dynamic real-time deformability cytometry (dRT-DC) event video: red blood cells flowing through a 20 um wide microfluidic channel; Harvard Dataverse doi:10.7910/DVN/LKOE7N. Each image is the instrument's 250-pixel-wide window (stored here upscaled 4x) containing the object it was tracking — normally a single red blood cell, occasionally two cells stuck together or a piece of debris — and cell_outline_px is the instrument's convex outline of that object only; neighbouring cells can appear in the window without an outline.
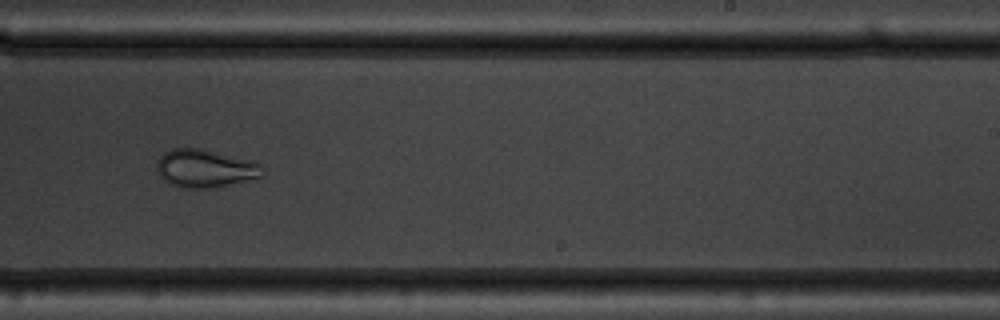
{"species": "common noctule bat (a hibernating species)", "species_latin": "Nyctalus noctula", "temperature_condition": "warm", "stored_images_in_passage": 51, "camera_frame_rate_fps": 3000, "um_per_image_px": 0.085, "animal": {"sex": "male", "body_mass_g": 19.5, "forearm_length_mm": 54.6}, "frame": {"image": 1, "passage_image": 31, "time_ms": 10.0, "image_size_px": [1000, 320], "cell_outline_px": [[264, 176], [216, 188], [184, 188], [172, 184], [164, 180], [160, 176], [156, 168], [156, 164], [160, 156], [164, 152], [172, 148], [200, 148], [252, 160], [260, 164]], "centroid_in_image_um": [17.43, 14.32], "position_along_channel_um": 271.6, "area_um2": 23.52}}
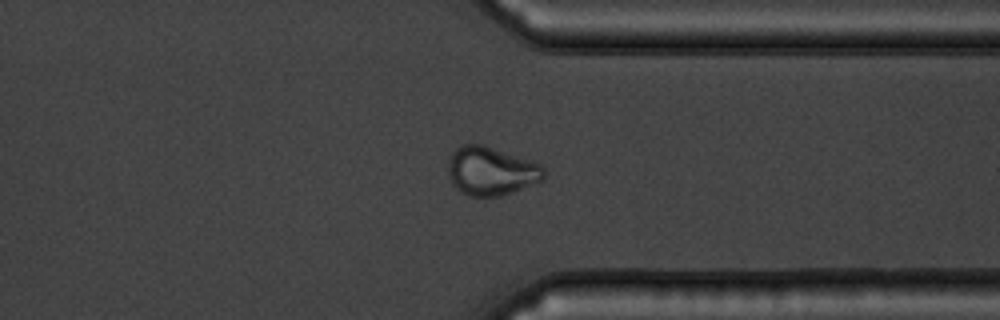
{"frame": {"image": 2, "passage_image": 39, "time_ms": 12.667, "image_size_px": [1000, 320], "cell_outline_px": [[544, 180], [512, 192], [500, 196], [468, 196], [456, 188], [452, 184], [448, 172], [448, 164], [452, 152], [460, 144], [484, 144], [532, 160], [540, 164], [544, 168]], "centroid_in_image_um": [41.75, 14.52], "position_along_channel_um": 369.7, "area_um2": 27.34}}
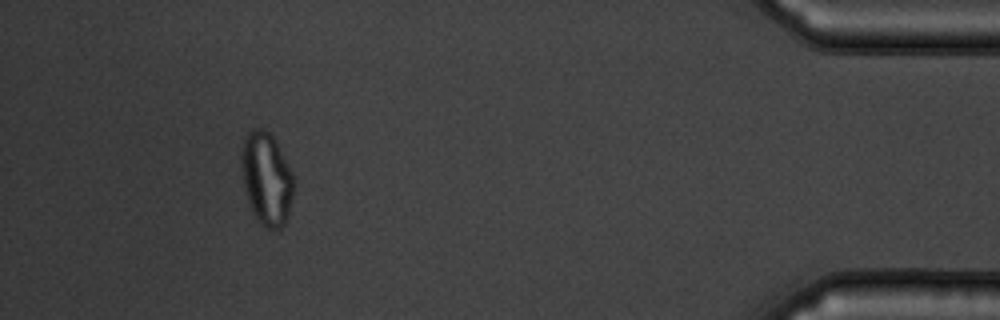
{"frame": {"image": 3, "passage_image": 47, "time_ms": 15.333, "image_size_px": [1000, 320], "cell_outline_px": [[292, 196], [288, 216], [284, 224], [280, 228], [264, 228], [260, 224], [252, 212], [248, 200], [240, 168], [240, 148], [244, 136], [252, 128], [260, 128], [268, 132], [272, 136], [292, 176]], "centroid_in_image_um": [22.59, 15.19], "position_along_channel_um": 412.6, "area_um2": 27.86}, "authors_computed_cell_mechanics": {"area_um2": 28.2064, "velocity_mm_per_s": 3.6955, "shape_relaxation_time_tau1_ms": null, "shape_relaxation_time_tau2_ms": 1.4901, "deformation_change_tau1": null, "deformation_change_tau2": 0.0636}}